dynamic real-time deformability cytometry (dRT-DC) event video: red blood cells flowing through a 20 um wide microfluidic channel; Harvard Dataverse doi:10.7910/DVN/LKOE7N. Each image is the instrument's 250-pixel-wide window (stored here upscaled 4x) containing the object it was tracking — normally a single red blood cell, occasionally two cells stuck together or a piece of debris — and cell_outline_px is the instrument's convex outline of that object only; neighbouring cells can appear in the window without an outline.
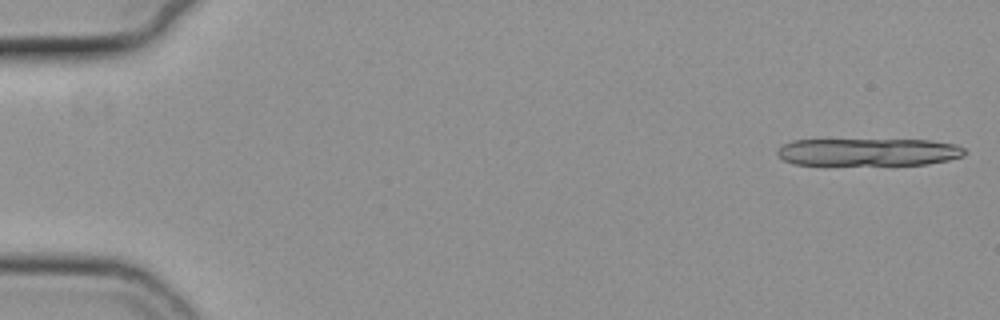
{"species": "common noctule bat (a hibernating species)", "species_latin": "Nyctalus noctula", "temperature_condition": "cold", "stored_images_in_passage": 12, "camera_frame_rate_fps": 3000, "um_per_image_px": 0.085, "animal": {"sex": "female", "body_mass_g": 19.3, "forearm_length_mm": 54.1}, "frame": {"image": 1, "passage_image": 1, "time_ms": 0.0, "image_size_px": [1000, 320], "cell_outline_px": [[968, 152], [964, 156], [948, 160], [928, 164], [796, 164], [784, 160], [776, 152], [784, 144], [792, 140], [928, 140], [956, 144], [964, 148]], "centroid_in_image_um": [73.88, 12.91], "position_along_channel_um": 11.1, "area_um2": 29.77}}